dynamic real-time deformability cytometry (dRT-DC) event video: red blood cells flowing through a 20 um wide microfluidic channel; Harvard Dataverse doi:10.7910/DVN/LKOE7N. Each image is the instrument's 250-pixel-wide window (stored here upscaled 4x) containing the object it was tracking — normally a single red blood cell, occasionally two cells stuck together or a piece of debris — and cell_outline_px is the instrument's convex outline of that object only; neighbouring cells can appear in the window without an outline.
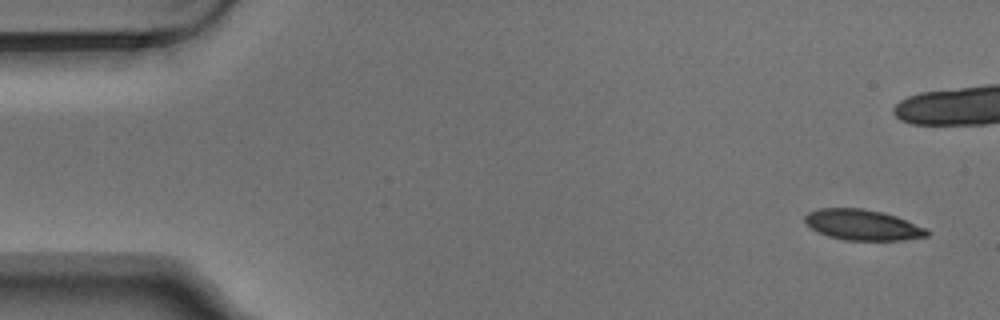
{"species": "Egyptian fruit bat (a non-hibernating species)", "species_latin": "Rousettus aegyptiacus", "temperature_condition": "warm", "stored_images_in_passage": 5, "camera_frame_rate_fps": 3000, "um_per_image_px": 0.085, "animal": {"sex": "male"}, "frame": {"image": 1, "passage_image": 1, "time_ms": 0.0, "image_size_px": [1000, 320], "cell_outline_px": [[932, 232], [928, 236], [900, 240], [844, 240], [828, 236], [816, 232], [804, 220], [804, 216], [808, 212], [820, 208], [864, 208], [884, 212], [896, 216], [928, 228]], "centroid_in_image_um": [73.35, 19.11], "position_along_channel_um": 11.6, "area_um2": 22.02}}